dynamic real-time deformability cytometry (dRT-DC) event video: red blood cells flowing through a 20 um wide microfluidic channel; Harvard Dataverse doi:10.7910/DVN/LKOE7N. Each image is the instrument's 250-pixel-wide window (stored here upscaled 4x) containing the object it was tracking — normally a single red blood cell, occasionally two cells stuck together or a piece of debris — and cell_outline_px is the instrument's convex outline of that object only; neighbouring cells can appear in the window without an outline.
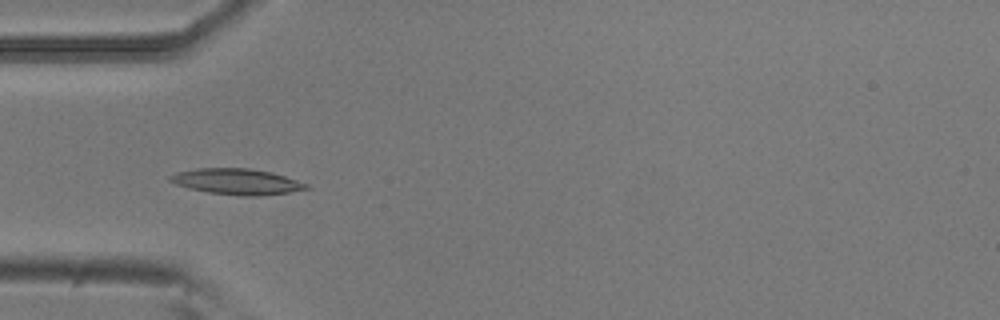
{"species": "common noctule bat (a hibernating species)", "species_latin": "Nyctalus noctula", "temperature_condition": "room temperature", "stored_images_in_passage": 7, "camera_frame_rate_fps": 3000, "um_per_image_px": 0.085, "animal": {"sex": "male", "body_mass_g": 20.5, "forearm_length_mm": 52.5}, "frame": {"image": 1, "passage_image": 5, "time_ms": 1.333, "image_size_px": [1000, 320], "cell_outline_px": [[312, 188], [288, 192], [256, 196], [244, 196], [208, 192], [188, 188], [176, 184], [168, 180], [168, 176], [176, 172], [196, 168], [248, 168], [272, 172], [308, 184]], "centroid_in_image_um": [20.1, 15.43], "position_along_channel_um": 64.9, "area_um2": 20.46}}
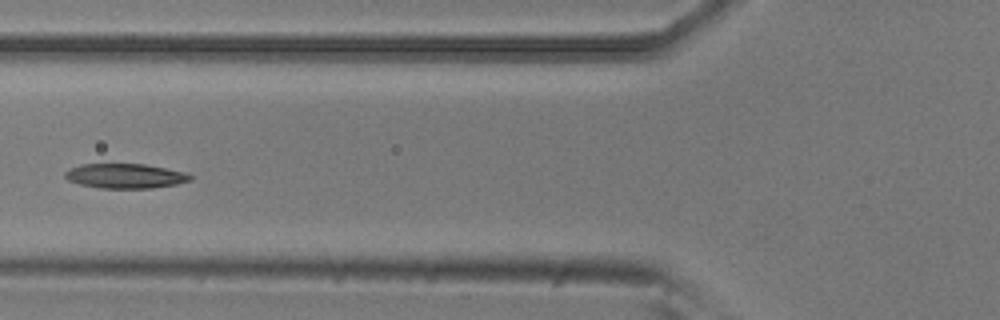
{"frame": {"image": 2, "passage_image": 6, "time_ms": 1.667, "image_size_px": [1000, 320], "cell_outline_px": [[192, 180], [176, 184], [152, 188], [100, 188], [80, 184], [68, 180], [64, 176], [64, 172], [68, 168], [80, 164], [144, 164], [184, 172], [192, 176]], "centroid_in_image_um": [10.6, 14.95], "position_along_channel_um": 115.2, "area_um2": 17.98}}
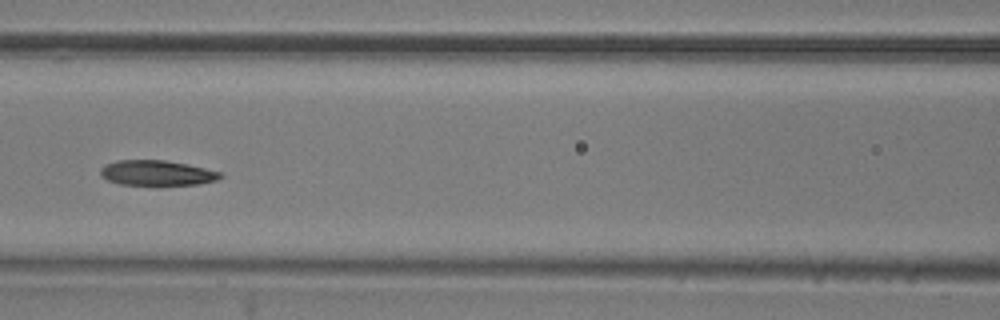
{"frame": {"image": 3, "passage_image": 7, "time_ms": 2.0, "image_size_px": [1000, 320], "cell_outline_px": [[224, 176], [216, 180], [200, 184], [160, 188], [156, 188], [120, 184], [108, 180], [100, 176], [100, 168], [116, 160], [164, 160], [224, 172]], "centroid_in_image_um": [13.36, 14.76], "position_along_channel_um": 153.2, "area_um2": 18.55}}